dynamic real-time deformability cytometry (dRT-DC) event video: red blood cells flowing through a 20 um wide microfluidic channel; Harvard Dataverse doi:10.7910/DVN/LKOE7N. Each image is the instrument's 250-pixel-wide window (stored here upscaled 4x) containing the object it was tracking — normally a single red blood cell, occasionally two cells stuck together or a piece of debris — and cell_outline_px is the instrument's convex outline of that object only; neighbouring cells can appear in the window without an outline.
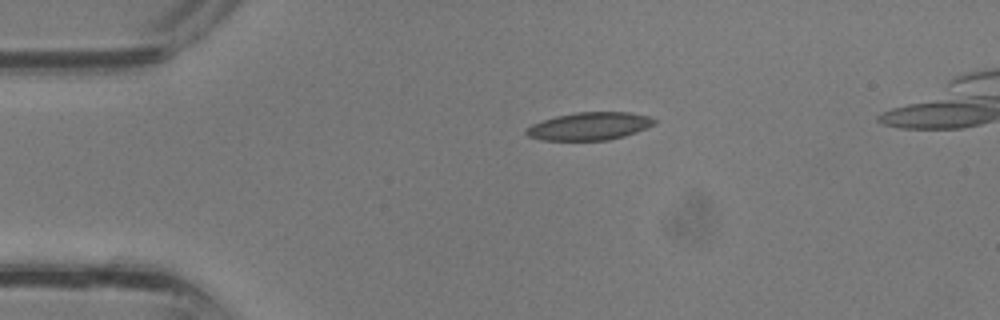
{"species": "common noctule bat (a hibernating species)", "species_latin": "Nyctalus noctula", "temperature_condition": "room temperature", "stored_images_in_passage": 29, "camera_frame_rate_fps": 3000, "um_per_image_px": 0.085, "animal": {"sex": "male", "body_mass_g": 13.3}, "frame": {"image": 1, "passage_image": 1, "time_ms": 0.0, "image_size_px": [1000, 320], "cell_outline_px": [[656, 124], [636, 132], [624, 136], [608, 140], [544, 140], [528, 136], [524, 132], [532, 124], [556, 116], [576, 112], [628, 112], [648, 116], [656, 120]], "centroid_in_image_um": [50.12, 10.72], "position_along_channel_um": 34.9, "area_um2": 20.58}}
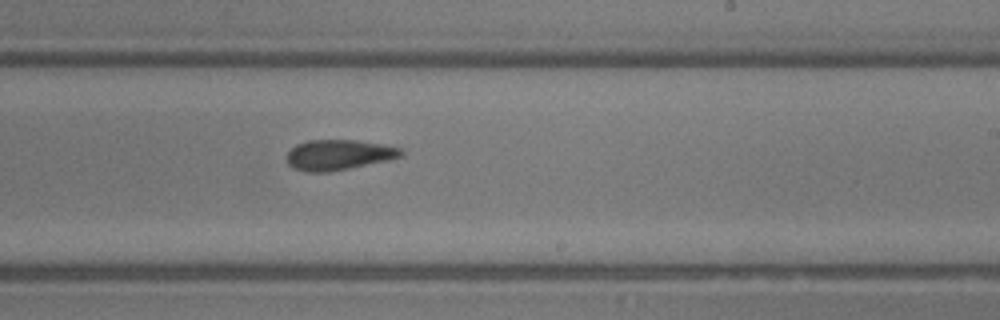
{"frame": {"image": 2, "passage_image": 15, "time_ms": 4.667, "image_size_px": [1000, 320], "cell_outline_px": [[404, 152], [400, 156], [388, 160], [328, 172], [304, 172], [292, 168], [288, 164], [288, 152], [296, 144], [308, 140], [356, 140], [380, 144], [400, 148]], "centroid_in_image_um": [28.74, 13.16], "position_along_channel_um": 260.3, "area_um2": 20.0}}
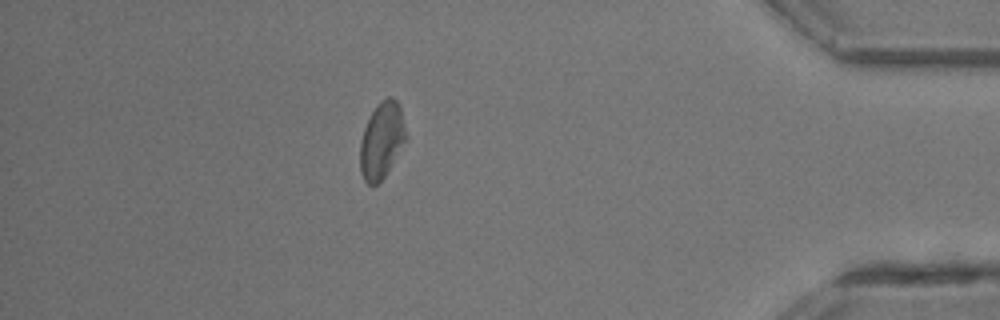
{"frame": {"image": 3, "passage_image": 25, "time_ms": 8.0, "image_size_px": [1000, 320], "cell_outline_px": [[408, 136], [384, 176], [376, 184], [368, 184], [364, 180], [360, 172], [360, 140], [364, 128], [372, 112], [380, 100], [388, 96], [392, 96], [400, 104]], "centroid_in_image_um": [32.45, 11.88], "position_along_channel_um": 402.7, "area_um2": 20.35}}